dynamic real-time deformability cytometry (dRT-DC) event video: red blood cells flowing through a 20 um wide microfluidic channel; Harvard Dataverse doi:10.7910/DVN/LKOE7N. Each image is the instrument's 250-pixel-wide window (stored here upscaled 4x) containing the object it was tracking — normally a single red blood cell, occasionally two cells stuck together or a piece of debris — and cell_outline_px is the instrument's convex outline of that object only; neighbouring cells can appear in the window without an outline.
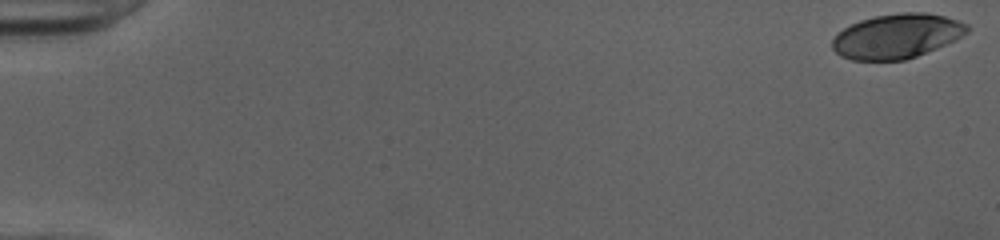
{"species": "human", "species_latin": "Homo sapiens", "temperature_condition": "cold", "stored_images_in_passage": 15, "camera_frame_rate_fps": 3000, "um_per_image_px": 0.085, "donor": {"sex": "female"}, "frame": {"image": 1, "passage_image": 1, "time_ms": 0.0, "image_size_px": [1000, 240], "cell_outline_px": [[968, 32], [956, 40], [916, 56], [904, 60], [852, 60], [840, 56], [832, 48], [832, 40], [844, 28], [860, 20], [876, 16], [900, 12], [924, 12], [944, 16], [968, 24]], "centroid_in_image_um": [76.24, 3.07], "position_along_channel_um": 8.8, "area_um2": 34.8}}
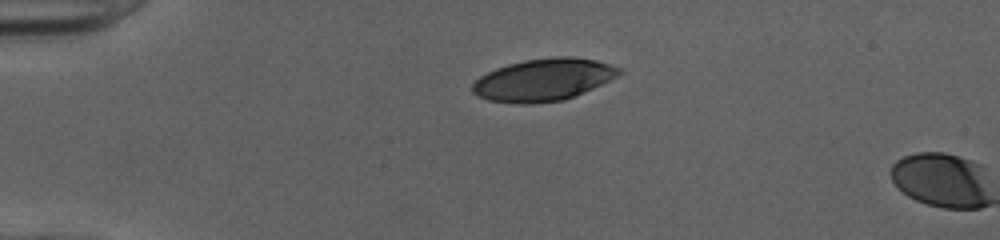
{"frame": {"image": 2, "passage_image": 13, "time_ms": 4.0, "image_size_px": [1000, 240], "cell_outline_px": [[624, 72], [576, 96], [564, 100], [532, 104], [520, 104], [488, 100], [476, 96], [472, 92], [472, 84], [480, 76], [496, 68], [508, 64], [524, 60], [556, 56], [572, 56], [596, 60], [620, 68]], "centroid_in_image_um": [46.16, 6.78], "position_along_channel_um": 38.8, "area_um2": 36.13}}